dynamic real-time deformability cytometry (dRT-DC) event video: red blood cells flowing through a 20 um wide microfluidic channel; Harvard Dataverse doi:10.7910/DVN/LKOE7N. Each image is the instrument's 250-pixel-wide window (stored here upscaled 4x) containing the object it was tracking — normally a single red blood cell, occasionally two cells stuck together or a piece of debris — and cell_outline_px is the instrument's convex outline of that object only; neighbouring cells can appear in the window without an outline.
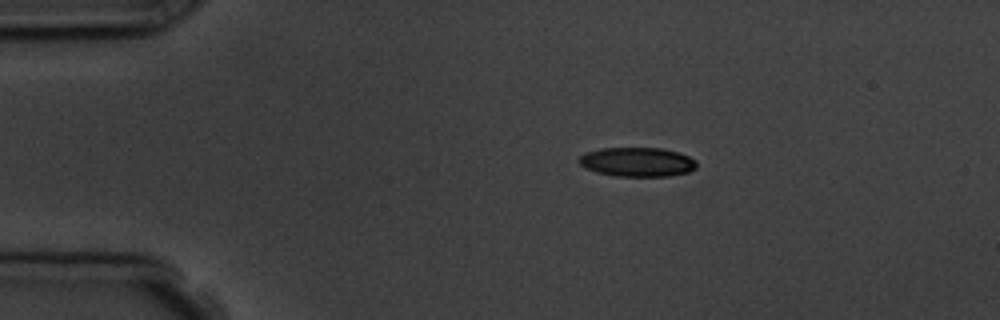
{"species": "common noctule bat (a hibernating species)", "species_latin": "Nyctalus noctula", "temperature_condition": "room temperature", "stored_images_in_passage": 8, "camera_frame_rate_fps": 3000, "um_per_image_px": 0.085, "animal": {"sex": "male", "body_mass_g": 19.5, "forearm_length_mm": 54.6}, "frame": {"image": 1, "passage_image": 1, "time_ms": 0.0, "image_size_px": [1000, 320], "cell_outline_px": [[696, 168], [688, 172], [668, 176], [616, 176], [596, 172], [584, 168], [580, 164], [580, 156], [584, 152], [600, 148], [660, 148], [676, 152], [688, 156], [696, 160]], "centroid_in_image_um": [54.14, 13.77], "position_along_channel_um": 30.9, "area_um2": 20.0}}
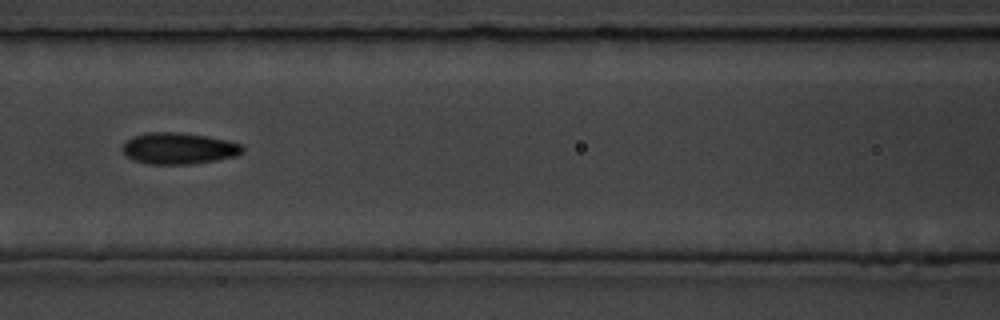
{"frame": {"image": 2, "passage_image": 5, "time_ms": 4.667, "image_size_px": [1000, 320], "cell_outline_px": [[244, 152], [236, 156], [216, 160], [192, 164], [148, 164], [132, 160], [120, 148], [124, 140], [132, 136], [148, 132], [176, 132], [204, 136], [228, 140], [240, 144], [244, 148]], "centroid_in_image_um": [15.15, 12.61], "position_along_channel_um": 151.5, "area_um2": 22.14}}
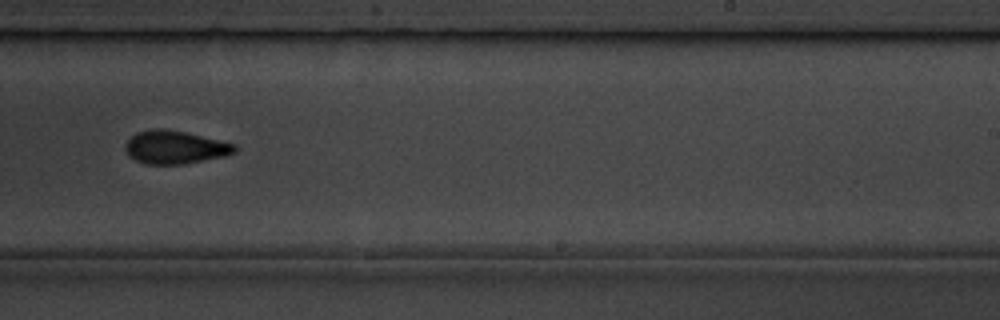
{"frame": {"image": 3, "passage_image": 8, "time_ms": 8.0, "image_size_px": [1000, 320], "cell_outline_px": [[236, 152], [224, 156], [184, 164], [144, 164], [128, 156], [124, 144], [136, 132], [152, 128], [164, 128], [184, 132], [236, 144]], "centroid_in_image_um": [14.84, 12.51], "position_along_channel_um": 274.2, "area_um2": 21.1}}